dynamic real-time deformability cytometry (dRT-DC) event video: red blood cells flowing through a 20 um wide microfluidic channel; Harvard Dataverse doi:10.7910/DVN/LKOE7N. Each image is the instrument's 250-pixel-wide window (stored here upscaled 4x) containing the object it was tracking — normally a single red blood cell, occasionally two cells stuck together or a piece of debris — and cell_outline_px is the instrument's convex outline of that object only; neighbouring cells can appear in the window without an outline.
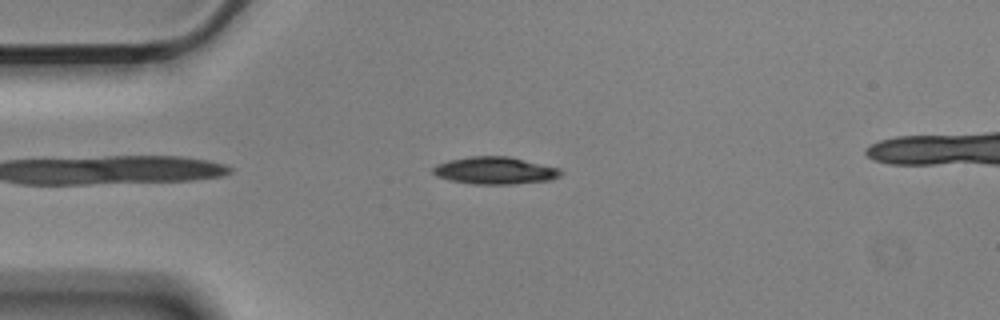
{"species": "Egyptian fruit bat (a non-hibernating species)", "species_latin": "Rousettus aegyptiacus", "temperature_condition": "cold", "stored_images_in_passage": 5, "camera_frame_rate_fps": 3000, "um_per_image_px": 0.085, "animal": {"sex": "male"}, "frame": {"image": 1, "passage_image": 1, "time_ms": 0.0, "image_size_px": [1000, 320], "cell_outline_px": [[564, 172], [560, 176], [552, 180], [512, 184], [472, 184], [452, 180], [436, 176], [432, 172], [432, 168], [436, 164], [448, 160], [472, 156], [508, 156], [560, 168]], "centroid_in_image_um": [42.09, 14.49], "position_along_channel_um": 42.9, "area_um2": 20.4}}
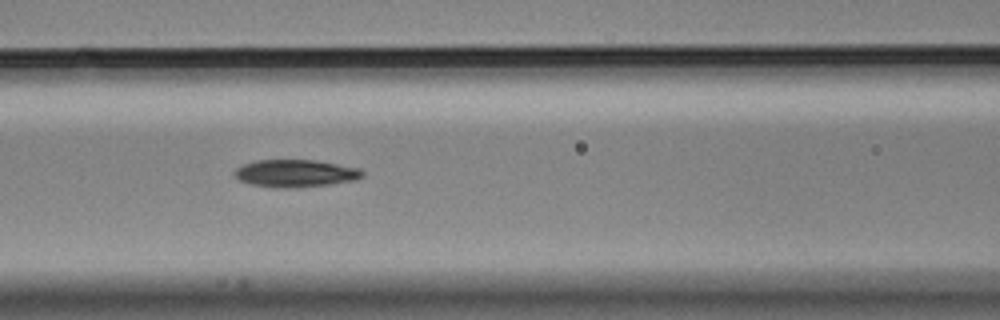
{"frame": {"image": 2, "passage_image": 4, "time_ms": 1.0, "image_size_px": [1000, 320], "cell_outline_px": [[364, 176], [356, 180], [328, 184], [280, 188], [276, 188], [252, 184], [240, 180], [232, 172], [240, 164], [256, 160], [316, 160], [360, 168], [364, 172]], "centroid_in_image_um": [25.1, 14.71], "position_along_channel_um": 141.5, "area_um2": 20.4}}
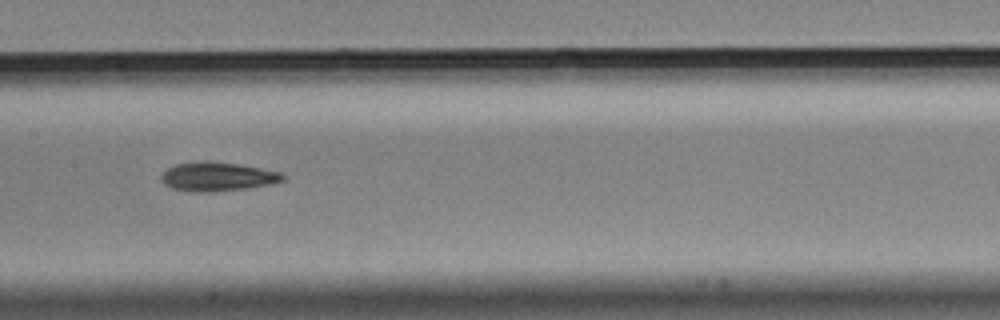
{"frame": {"image": 3, "passage_image": 5, "time_ms": 1.333, "image_size_px": [1000, 320], "cell_outline_px": [[284, 180], [272, 184], [244, 188], [208, 192], [192, 192], [172, 188], [164, 184], [160, 180], [160, 176], [168, 168], [176, 164], [200, 160], [208, 160], [236, 164], [284, 172]], "centroid_in_image_um": [18.46, 15.0], "position_along_channel_um": 188.9, "area_um2": 20.58}}